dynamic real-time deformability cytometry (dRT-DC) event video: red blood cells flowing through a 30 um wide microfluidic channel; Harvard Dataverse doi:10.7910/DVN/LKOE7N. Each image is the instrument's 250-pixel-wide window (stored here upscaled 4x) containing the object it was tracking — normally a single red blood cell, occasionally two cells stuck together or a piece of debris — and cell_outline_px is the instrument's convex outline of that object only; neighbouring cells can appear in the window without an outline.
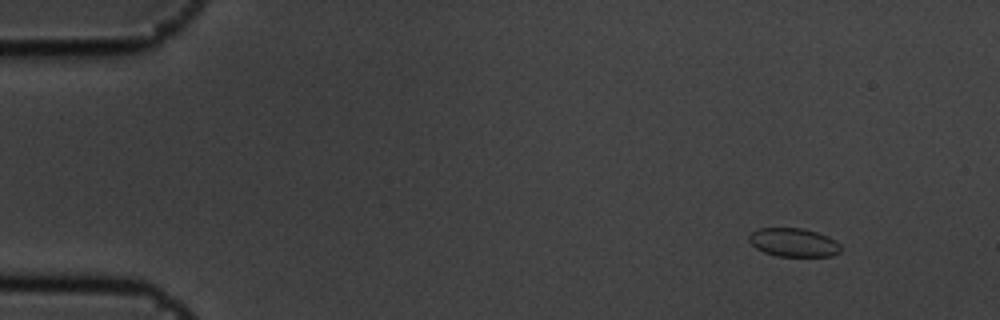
{"species": "common noctule bat (a hibernating species)", "species_latin": "Nyctalus noctula", "temperature_condition": "cold", "stored_images_in_passage": 7, "camera_frame_rate_fps": 3000, "um_per_image_px": 0.085, "animal": {"sex": "male", "body_mass_g": 19.5, "forearm_length_mm": 54.6}, "frame": {"image": 1, "passage_image": 1, "time_ms": 0.0, "image_size_px": [1000, 320], "cell_outline_px": [[840, 252], [832, 256], [776, 256], [764, 252], [756, 248], [748, 240], [748, 236], [752, 232], [760, 228], [804, 228], [828, 236], [836, 240], [840, 244]], "centroid_in_image_um": [67.46, 20.61], "position_along_channel_um": 17.5, "area_um2": 15.32}}
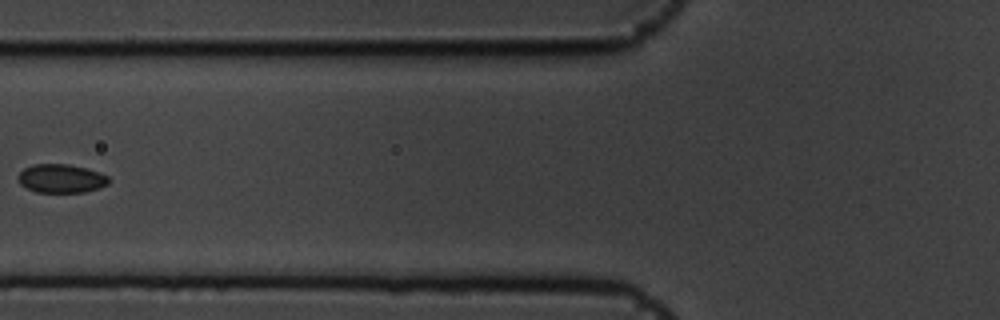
{"frame": {"image": 2, "passage_image": 6, "time_ms": 1.667, "image_size_px": [1000, 320], "cell_outline_px": [[108, 184], [100, 188], [84, 192], [36, 192], [20, 184], [16, 176], [24, 168], [32, 164], [68, 164], [100, 172], [108, 176]], "centroid_in_image_um": [5.18, 15.17], "position_along_channel_um": 120.6, "area_um2": 15.14}}
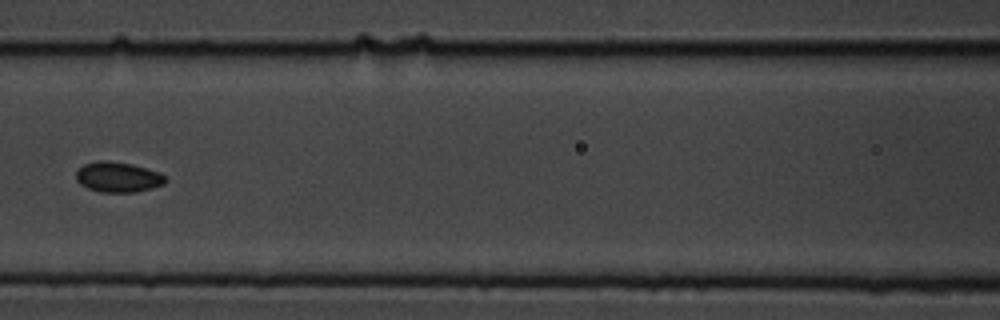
{"frame": {"image": 3, "passage_image": 7, "time_ms": 2.0, "image_size_px": [1000, 320], "cell_outline_px": [[168, 180], [164, 184], [152, 188], [136, 192], [100, 192], [88, 188], [80, 184], [76, 180], [76, 172], [84, 164], [96, 160], [108, 160], [132, 164], [160, 172]], "centroid_in_image_um": [10.03, 15.04], "position_along_channel_um": 156.6, "area_um2": 15.9}}